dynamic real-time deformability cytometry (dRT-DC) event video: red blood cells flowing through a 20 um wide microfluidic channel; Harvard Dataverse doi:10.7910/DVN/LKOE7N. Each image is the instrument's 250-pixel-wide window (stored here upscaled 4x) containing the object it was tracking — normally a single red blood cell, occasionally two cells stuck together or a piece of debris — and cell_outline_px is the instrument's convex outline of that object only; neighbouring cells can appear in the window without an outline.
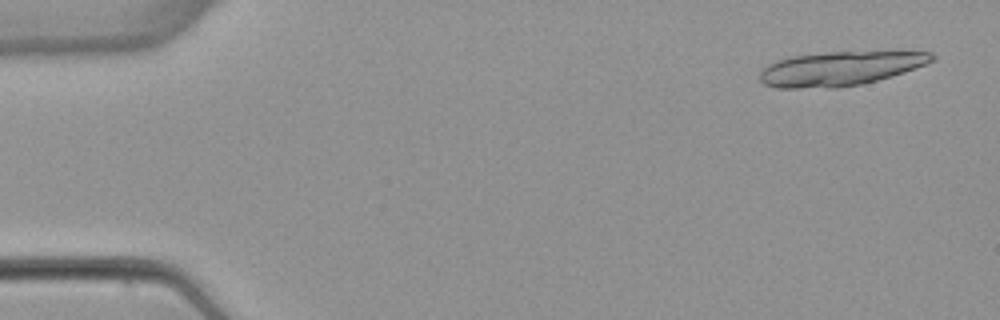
{"species": "common noctule bat (a hibernating species)", "species_latin": "Nyctalus noctula", "temperature_condition": "warm", "stored_images_in_passage": 7, "camera_frame_rate_fps": 3000, "um_per_image_px": 0.085, "animal": {"sex": "female", "body_mass_g": 22.7, "forearm_length_mm": 54.2}, "frame": {"image": 1, "passage_image": 1, "time_ms": 0.0, "image_size_px": [1000, 320], "cell_outline_px": [[936, 60], [904, 72], [892, 76], [860, 84], [836, 88], [776, 88], [764, 84], [760, 80], [760, 72], [768, 64], [776, 60], [792, 56], [828, 52], [932, 52], [936, 56]], "centroid_in_image_um": [71.39, 5.83], "position_along_channel_um": 13.6, "area_um2": 34.16}}
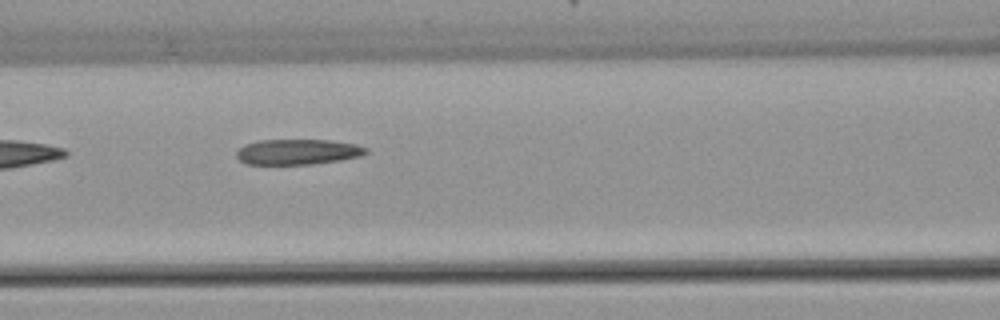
{"frame": {"image": 2, "passage_image": 6, "time_ms": 6.667, "image_size_px": [1000, 320], "cell_outline_px": [[368, 152], [360, 156], [340, 160], [312, 164], [244, 164], [236, 156], [236, 152], [244, 144], [260, 140], [328, 140], [356, 144], [368, 148]], "centroid_in_image_um": [25.3, 12.91], "position_along_channel_um": 141.3, "area_um2": 19.19}}
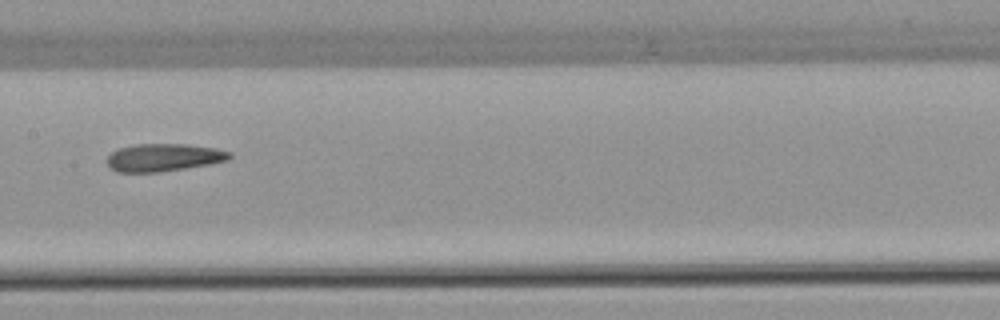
{"frame": {"image": 3, "passage_image": 7, "time_ms": 8.0, "image_size_px": [1000, 320], "cell_outline_px": [[232, 156], [228, 160], [208, 164], [160, 172], [116, 172], [108, 168], [104, 160], [112, 152], [120, 148], [136, 144], [188, 144], [216, 148], [232, 152]], "centroid_in_image_um": [13.87, 13.39], "position_along_channel_um": 193.5, "area_um2": 19.94}}